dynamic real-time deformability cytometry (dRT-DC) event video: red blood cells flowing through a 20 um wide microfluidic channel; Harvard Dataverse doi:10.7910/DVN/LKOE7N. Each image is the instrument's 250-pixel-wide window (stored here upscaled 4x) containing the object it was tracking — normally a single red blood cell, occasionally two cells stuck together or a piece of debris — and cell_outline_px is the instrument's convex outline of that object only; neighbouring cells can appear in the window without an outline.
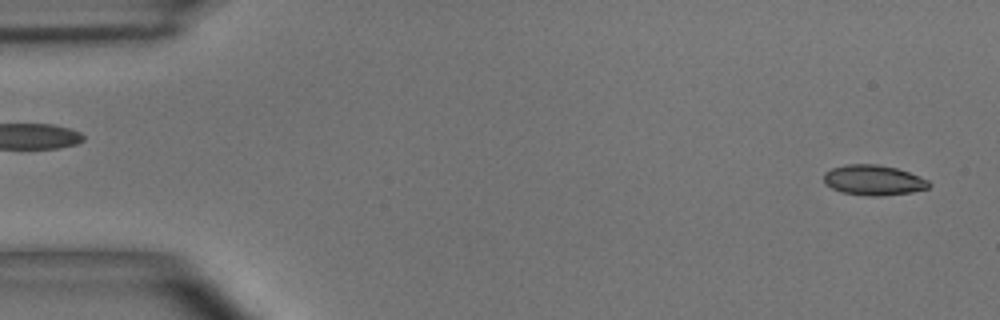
{"species": "common noctule bat (a hibernating species)", "species_latin": "Nyctalus noctula", "temperature_condition": "room temperature", "stored_images_in_passage": 5, "camera_frame_rate_fps": 3000, "um_per_image_px": 0.085, "animal": {"sex": "male", "body_mass_g": 15.6}, "frame": {"image": 1, "passage_image": 1, "time_ms": 0.0, "image_size_px": [1000, 320], "cell_outline_px": [[932, 184], [928, 188], [912, 192], [880, 196], [872, 196], [844, 192], [832, 188], [824, 184], [824, 172], [832, 168], [844, 164], [876, 164], [896, 168], [920, 176], [928, 180]], "centroid_in_image_um": [74.25, 15.3], "position_along_channel_um": 10.8, "area_um2": 18.5}}
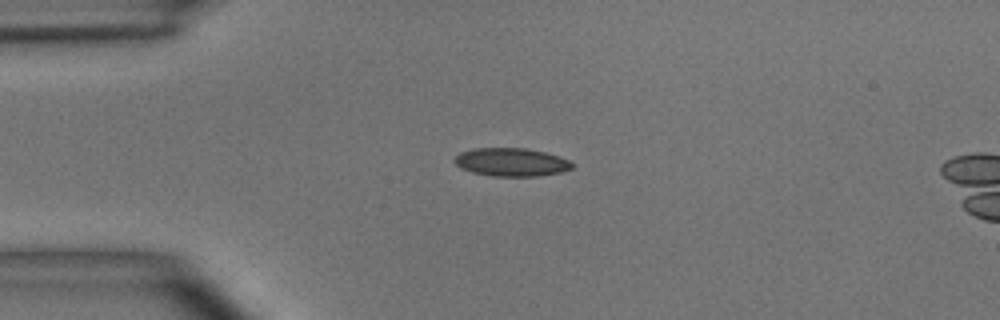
{"frame": {"image": 2, "passage_image": 3, "time_ms": 3.333, "image_size_px": [1000, 320], "cell_outline_px": [[572, 168], [560, 172], [536, 176], [492, 176], [472, 172], [460, 168], [452, 160], [460, 152], [476, 148], [524, 148], [544, 152], [568, 160], [572, 164]], "centroid_in_image_um": [43.4, 13.78], "position_along_channel_um": 41.6, "area_um2": 19.13}}
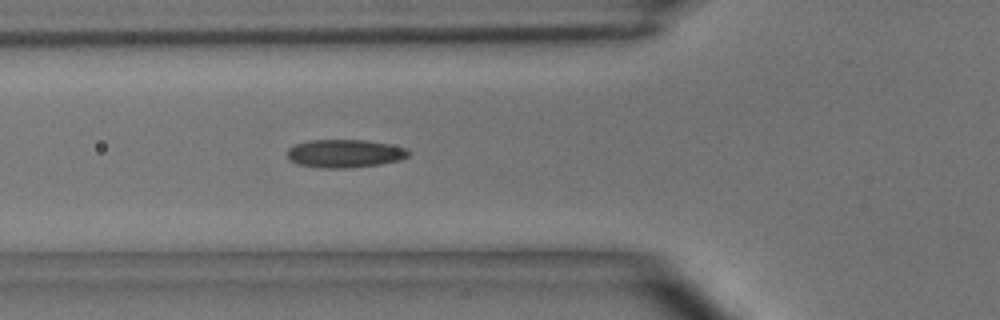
{"frame": {"image": 3, "passage_image": 5, "time_ms": 5.333, "image_size_px": [1000, 320], "cell_outline_px": [[412, 152], [408, 156], [400, 160], [380, 164], [352, 168], [320, 168], [296, 164], [288, 160], [288, 148], [296, 144], [308, 140], [364, 140], [388, 144], [404, 148]], "centroid_in_image_um": [29.28, 13.06], "position_along_channel_um": 96.5, "area_um2": 20.0}}